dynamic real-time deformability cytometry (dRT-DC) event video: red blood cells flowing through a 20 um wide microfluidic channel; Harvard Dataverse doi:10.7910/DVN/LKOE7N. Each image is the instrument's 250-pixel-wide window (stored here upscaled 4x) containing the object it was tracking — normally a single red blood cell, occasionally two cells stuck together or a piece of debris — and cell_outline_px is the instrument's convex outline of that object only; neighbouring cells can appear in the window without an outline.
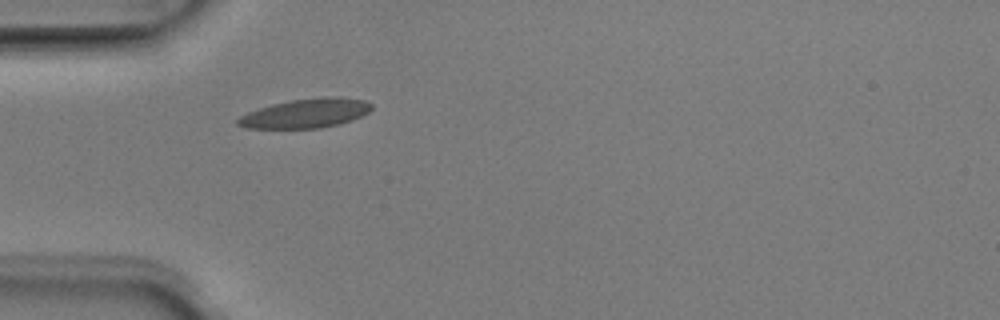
{"species": "Egyptian fruit bat (a non-hibernating species)", "species_latin": "Rousettus aegyptiacus", "temperature_condition": "room temperature", "stored_images_in_passage": 1, "camera_frame_rate_fps": 3000, "um_per_image_px": 0.085, "animal": {"sex": "male"}, "frame": {"image": 1, "passage_image": 1, "time_ms": 0.0, "image_size_px": [1000, 320], "cell_outline_px": [[372, 108], [368, 112], [352, 120], [340, 124], [320, 128], [248, 128], [236, 124], [236, 120], [240, 116], [248, 112], [272, 104], [292, 100], [324, 96], [328, 96], [364, 100], [372, 104]], "centroid_in_image_um": [25.99, 9.63], "position_along_channel_um": 59.0, "area_um2": 22.6}}